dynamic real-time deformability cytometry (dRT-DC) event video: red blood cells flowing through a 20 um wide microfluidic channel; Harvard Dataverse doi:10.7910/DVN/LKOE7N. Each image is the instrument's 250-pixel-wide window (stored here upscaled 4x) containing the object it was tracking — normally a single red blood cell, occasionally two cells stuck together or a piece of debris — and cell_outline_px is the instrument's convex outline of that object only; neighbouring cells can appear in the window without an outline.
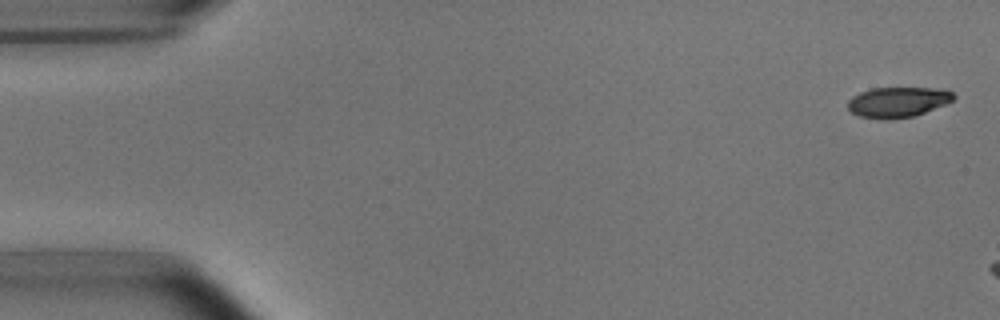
{"species": "common noctule bat (a hibernating species)", "species_latin": "Nyctalus noctula", "temperature_condition": "room temperature", "stored_images_in_passage": 14, "camera_frame_rate_fps": 3000, "um_per_image_px": 0.085, "animal": {"sex": "male", "body_mass_g": 15.6}, "frame": {"image": 1, "passage_image": 1, "time_ms": 0.0, "image_size_px": [1000, 320], "cell_outline_px": [[956, 96], [952, 100], [944, 104], [924, 112], [912, 116], [860, 116], [852, 112], [848, 108], [848, 100], [852, 96], [860, 92], [872, 88], [944, 88], [952, 92]], "centroid_in_image_um": [76.34, 8.61], "position_along_channel_um": 8.7, "area_um2": 17.8}}
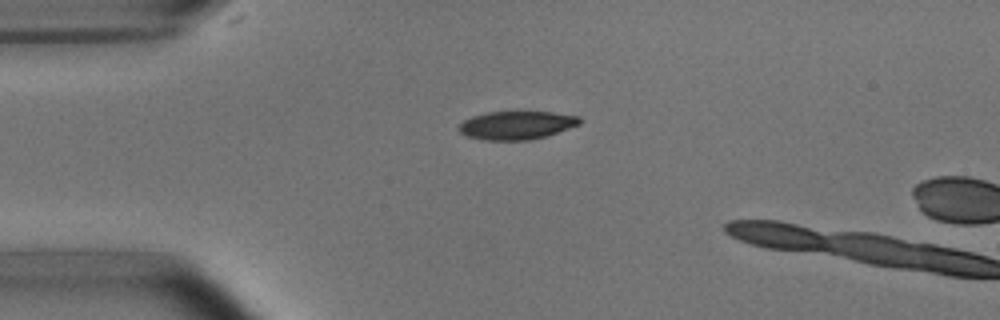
{"frame": {"image": 2, "passage_image": 12, "time_ms": 3.667, "image_size_px": [1000, 320], "cell_outline_px": [[580, 124], [544, 136], [528, 140], [484, 140], [468, 136], [460, 132], [456, 128], [464, 120], [472, 116], [488, 112], [552, 112], [580, 116]], "centroid_in_image_um": [43.88, 10.64], "position_along_channel_um": 41.1, "area_um2": 19.71}}